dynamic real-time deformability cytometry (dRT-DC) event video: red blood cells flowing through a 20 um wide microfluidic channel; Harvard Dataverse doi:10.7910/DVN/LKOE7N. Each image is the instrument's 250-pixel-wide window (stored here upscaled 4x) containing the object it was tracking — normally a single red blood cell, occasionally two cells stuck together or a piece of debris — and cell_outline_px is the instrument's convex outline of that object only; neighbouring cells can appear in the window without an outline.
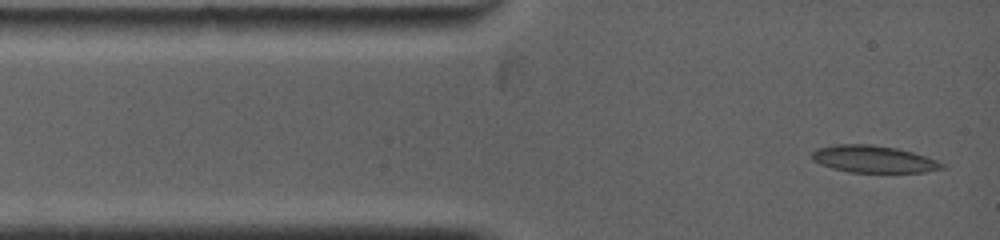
{"species": "common noctule bat (a hibernating species)", "species_latin": "Nyctalus noctula", "temperature_condition": "warm", "stored_images_in_passage": 53, "camera_frame_rate_fps": 5000, "um_per_image_px": 0.085, "animal": {"sex": "female", "body_mass_g": 19.0, "forearm_length_mm": 53.3}, "frame": {"image": 1, "passage_image": 1, "time_ms": 0.0, "image_size_px": [1000, 240], "cell_outline_px": [[944, 168], [924, 172], [848, 172], [832, 168], [820, 164], [812, 160], [812, 152], [816, 148], [836, 144], [868, 144], [896, 148], [912, 152], [936, 160], [944, 164]], "centroid_in_image_um": [74.2, 13.52], "position_along_channel_um": 10.8, "area_um2": 20.4}}
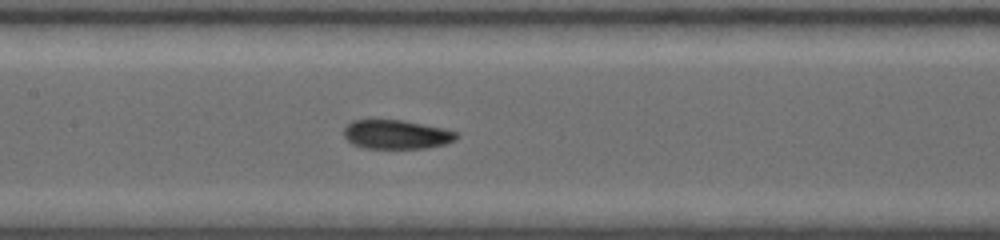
{"frame": {"image": 2, "passage_image": 20, "time_ms": 5.0, "image_size_px": [1000, 240], "cell_outline_px": [[460, 136], [456, 140], [444, 144], [424, 148], [364, 148], [352, 144], [344, 136], [344, 128], [352, 120], [404, 120], [444, 128], [460, 132]], "centroid_in_image_um": [33.74, 11.42], "position_along_channel_um": 173.7, "area_um2": 19.19}}
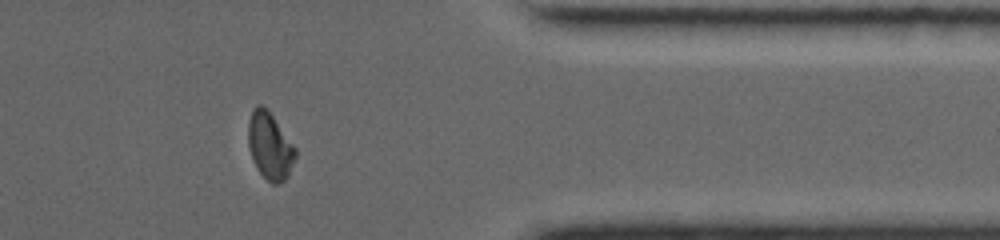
{"frame": {"image": 3, "passage_image": 39, "time_ms": 10.8, "image_size_px": [1000, 240], "cell_outline_px": [[296, 156], [288, 176], [284, 180], [276, 184], [272, 184], [256, 168], [252, 160], [248, 144], [248, 120], [252, 108], [256, 104], [260, 104], [268, 108], [296, 148]], "centroid_in_image_um": [22.92, 12.36], "position_along_channel_um": 388.5, "area_um2": 18.67}, "authors_computed_cell_mechanics": {"area_um2": 19.1318, "velocity_mm_per_s": 3.9872, "shape_relaxation_time_tau1_ms": 9.0761, "shape_relaxation_time_tau2_ms": 1.9139, "deformation_change_tau1": 0.2254, "deformation_change_tau2": 0.0753}}